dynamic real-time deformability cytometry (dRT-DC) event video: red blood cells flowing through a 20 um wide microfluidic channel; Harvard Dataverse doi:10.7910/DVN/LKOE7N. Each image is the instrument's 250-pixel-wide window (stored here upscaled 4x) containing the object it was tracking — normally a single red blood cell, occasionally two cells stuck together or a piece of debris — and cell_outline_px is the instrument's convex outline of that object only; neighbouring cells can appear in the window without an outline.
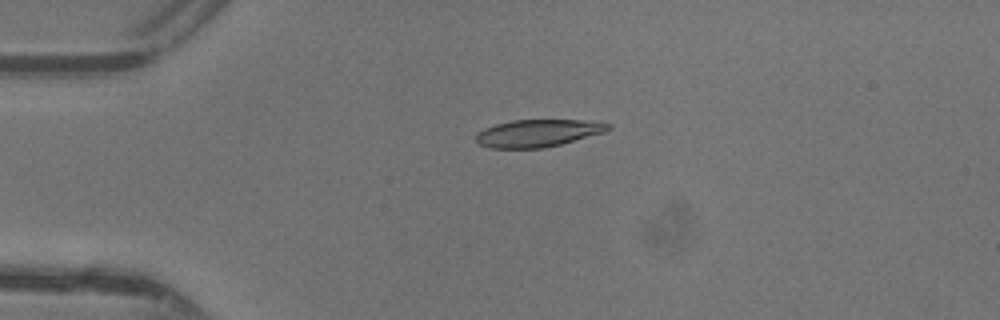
{"species": "common noctule bat (a hibernating species)", "species_latin": "Nyctalus noctula", "temperature_condition": "warm", "stored_images_in_passage": 37, "camera_frame_rate_fps": 3000, "um_per_image_px": 0.085, "animal": {"sex": "female"}, "frame": {"image": 1, "passage_image": 1, "time_ms": 0.0, "image_size_px": [1000, 320], "cell_outline_px": [[612, 128], [604, 132], [560, 144], [544, 148], [492, 148], [480, 144], [476, 140], [476, 132], [484, 128], [496, 124], [512, 120], [580, 120], [612, 124]], "centroid_in_image_um": [45.7, 11.31], "position_along_channel_um": 39.3, "area_um2": 20.92}}
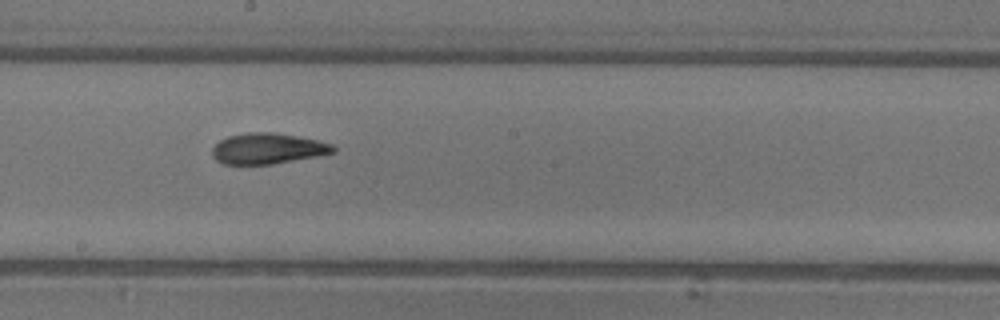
{"frame": {"image": 2, "passage_image": 16, "time_ms": 5.0, "image_size_px": [1000, 320], "cell_outline_px": [[336, 152], [320, 156], [272, 164], [224, 164], [216, 160], [212, 156], [212, 148], [220, 140], [228, 136], [248, 132], [276, 132], [316, 140], [332, 144], [336, 148]], "centroid_in_image_um": [22.77, 12.63], "position_along_channel_um": 225.4, "area_um2": 21.79}}
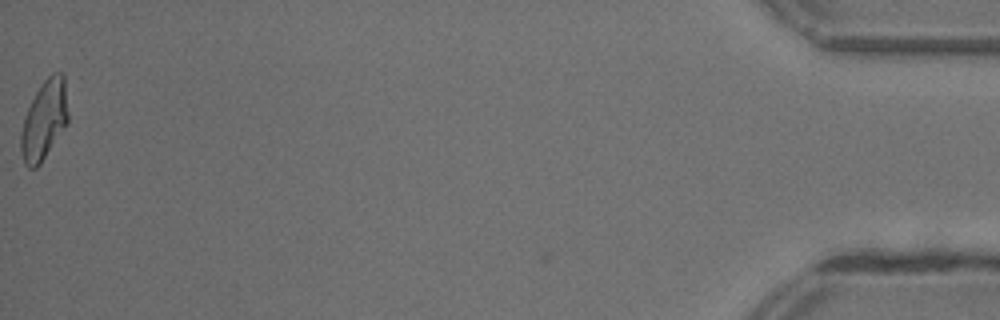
{"frame": {"image": 3, "passage_image": 37, "time_ms": 12.0, "image_size_px": [1000, 320], "cell_outline_px": [[68, 124], [40, 164], [36, 168], [28, 168], [24, 164], [20, 152], [20, 132], [24, 116], [36, 92], [44, 80], [52, 72], [64, 72], [68, 112]], "centroid_in_image_um": [3.76, 10.21], "position_along_channel_um": 431.4, "area_um2": 22.14}, "authors_computed_cell_mechanics": {"area_um2": 21.6172, "velocity_mm_per_s": 4.411, "shape_relaxation_time_tau1_ms": 4.241, "shape_relaxation_time_tau2_ms": 2.0304, "deformation_change_tau1": 0.1923, "deformation_change_tau2": 0.1031}}